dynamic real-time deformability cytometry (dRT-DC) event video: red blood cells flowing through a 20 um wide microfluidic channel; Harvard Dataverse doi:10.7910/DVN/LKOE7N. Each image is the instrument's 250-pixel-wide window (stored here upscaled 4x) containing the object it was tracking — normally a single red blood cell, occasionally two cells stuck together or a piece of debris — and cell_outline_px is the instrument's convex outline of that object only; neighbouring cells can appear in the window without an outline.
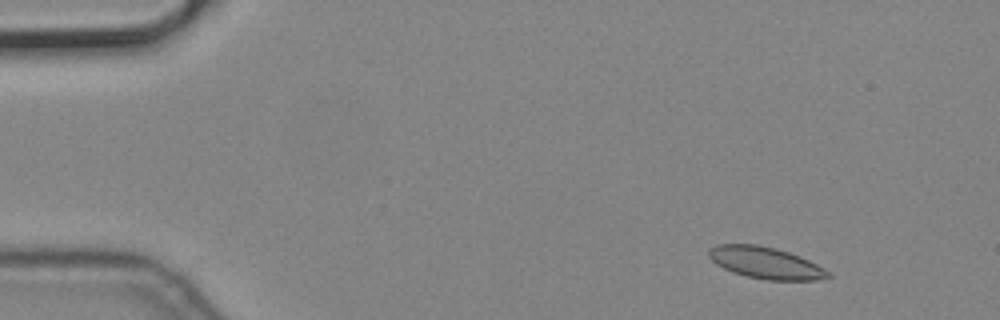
{"species": "common noctule bat (a hibernating species)", "species_latin": "Nyctalus noctula", "temperature_condition": "cold", "stored_images_in_passage": 13, "camera_frame_rate_fps": 3000, "um_per_image_px": 0.085, "animal": {"sex": "male", "body_mass_g": 19.2, "forearm_length_mm": 51.8}, "frame": {"image": 1, "passage_image": 5, "time_ms": 1.333, "image_size_px": [1000, 320], "cell_outline_px": [[832, 276], [816, 280], [768, 280], [744, 276], [732, 272], [716, 264], [708, 256], [708, 248], [716, 244], [756, 244], [776, 248], [800, 256], [824, 268]], "centroid_in_image_um": [65.04, 22.33], "position_along_channel_um": 20.0, "area_um2": 22.08}}